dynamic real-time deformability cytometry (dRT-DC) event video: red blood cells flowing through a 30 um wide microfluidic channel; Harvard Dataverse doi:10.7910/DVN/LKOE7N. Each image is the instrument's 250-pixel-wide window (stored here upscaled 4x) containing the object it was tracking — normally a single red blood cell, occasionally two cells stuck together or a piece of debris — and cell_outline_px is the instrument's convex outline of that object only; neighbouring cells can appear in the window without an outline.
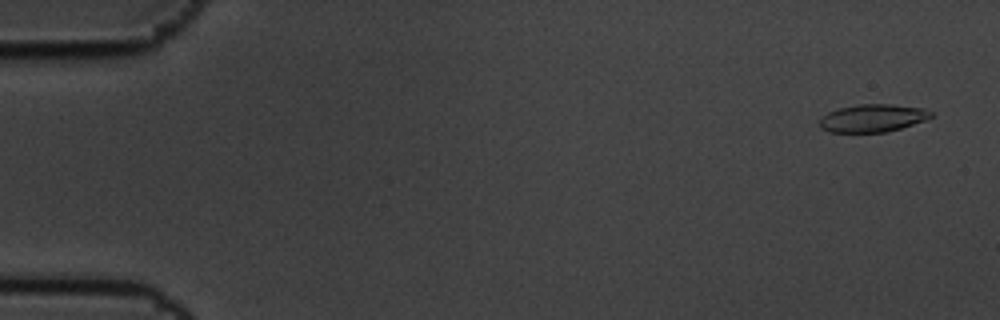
{"species": "common noctule bat (a hibernating species)", "species_latin": "Nyctalus noctula", "temperature_condition": "cold", "stored_images_in_passage": 5, "camera_frame_rate_fps": 3000, "um_per_image_px": 0.085, "animal": {"sex": "male", "body_mass_g": 19.5, "forearm_length_mm": 54.6}, "frame": {"image": 1, "passage_image": 1, "time_ms": 0.0, "image_size_px": [1000, 320], "cell_outline_px": [[936, 112], [932, 116], [924, 120], [900, 128], [884, 132], [828, 132], [820, 128], [820, 116], [828, 112], [840, 108], [860, 104], [892, 104], [924, 108]], "centroid_in_image_um": [74.17, 10.03], "position_along_channel_um": 10.8, "area_um2": 18.03}}
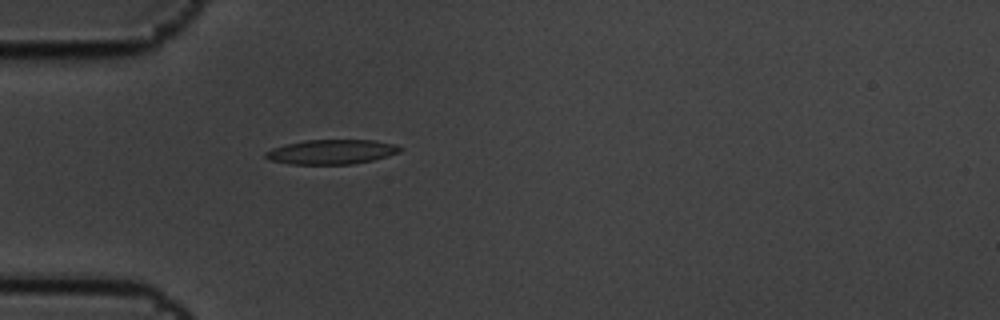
{"frame": {"image": 2, "passage_image": 5, "time_ms": 1.333, "image_size_px": [1000, 320], "cell_outline_px": [[404, 148], [400, 152], [388, 156], [372, 160], [352, 164], [288, 164], [268, 160], [264, 156], [264, 152], [272, 148], [304, 140], [376, 140], [396, 144]], "centroid_in_image_um": [28.19, 12.91], "position_along_channel_um": 56.8, "area_um2": 19.42}}